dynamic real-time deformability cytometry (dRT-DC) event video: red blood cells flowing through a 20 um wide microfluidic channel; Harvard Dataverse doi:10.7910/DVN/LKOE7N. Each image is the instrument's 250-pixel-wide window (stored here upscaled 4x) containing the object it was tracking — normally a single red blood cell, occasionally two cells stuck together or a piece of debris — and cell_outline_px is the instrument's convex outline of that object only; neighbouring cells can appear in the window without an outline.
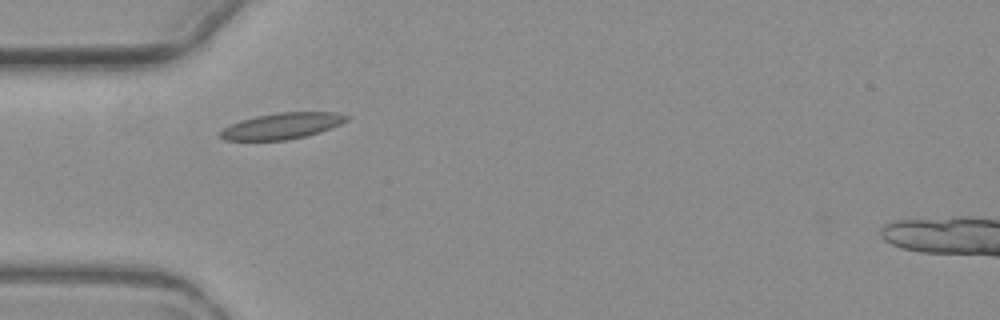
{"species": "common noctule bat (a hibernating species)", "species_latin": "Nyctalus noctula", "temperature_condition": "warm", "stored_images_in_passage": 6, "camera_frame_rate_fps": 3000, "um_per_image_px": 0.085, "animal": {"sex": "female", "body_mass_g": 19.3, "forearm_length_mm": 54.1}, "frame": {"image": 1, "passage_image": 2, "time_ms": 2.0, "image_size_px": [1000, 320], "cell_outline_px": [[352, 116], [348, 120], [340, 124], [320, 132], [304, 136], [284, 140], [224, 140], [220, 136], [220, 132], [224, 128], [240, 120], [256, 116], [280, 112], [336, 112]], "centroid_in_image_um": [24.01, 10.69], "position_along_channel_um": 61.0, "area_um2": 19.07}}
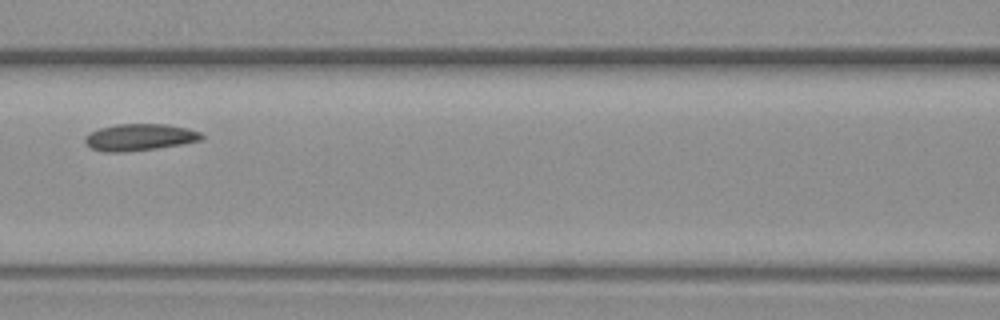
{"frame": {"image": 2, "passage_image": 4, "time_ms": 4.667, "image_size_px": [1000, 320], "cell_outline_px": [[204, 136], [200, 140], [180, 144], [156, 148], [120, 152], [104, 152], [92, 148], [84, 140], [84, 136], [100, 128], [116, 124], [168, 124], [188, 128], [200, 132]], "centroid_in_image_um": [11.87, 11.65], "position_along_channel_um": 154.7, "area_um2": 17.98}}
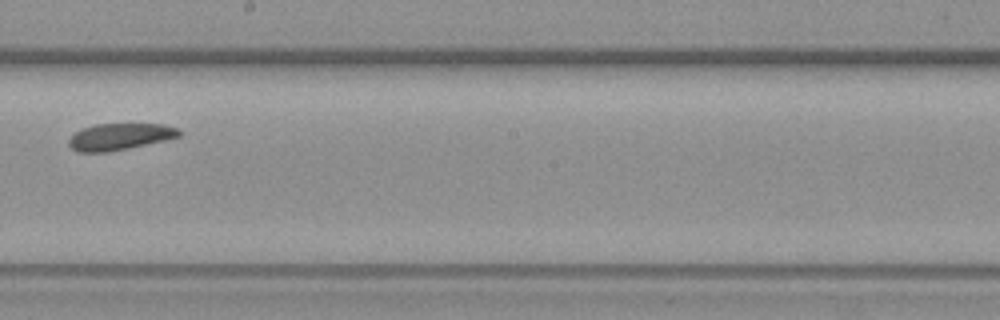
{"frame": {"image": 3, "passage_image": 6, "time_ms": 7.0, "image_size_px": [1000, 320], "cell_outline_px": [[180, 136], [164, 140], [128, 148], [108, 152], [76, 152], [68, 144], [68, 140], [80, 128], [96, 124], [164, 124], [176, 128], [180, 132]], "centroid_in_image_um": [10.13, 11.61], "position_along_channel_um": 238.1, "area_um2": 16.99}}